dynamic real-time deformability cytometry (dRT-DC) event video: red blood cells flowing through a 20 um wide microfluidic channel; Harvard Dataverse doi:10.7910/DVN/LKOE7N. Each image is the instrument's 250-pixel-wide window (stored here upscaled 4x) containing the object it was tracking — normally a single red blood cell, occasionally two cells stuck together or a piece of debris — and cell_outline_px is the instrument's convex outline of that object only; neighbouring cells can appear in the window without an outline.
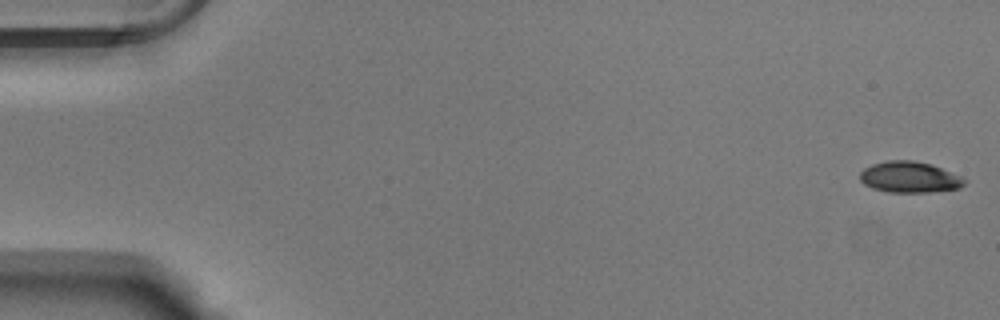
{"species": "Egyptian fruit bat (a non-hibernating species)", "species_latin": "Rousettus aegyptiacus", "temperature_condition": "warm", "stored_images_in_passage": 54, "camera_frame_rate_fps": 3000, "um_per_image_px": 0.085, "animal": {"sex": "male"}, "frame": {"image": 1, "passage_image": 1, "time_ms": 0.0, "image_size_px": [1000, 320], "cell_outline_px": [[968, 180], [960, 188], [928, 192], [888, 192], [872, 188], [864, 184], [860, 180], [860, 172], [864, 168], [872, 164], [888, 160], [912, 160], [932, 164], [960, 176]], "centroid_in_image_um": [77.3, 15.05], "position_along_channel_um": 7.7, "area_um2": 18.96}}
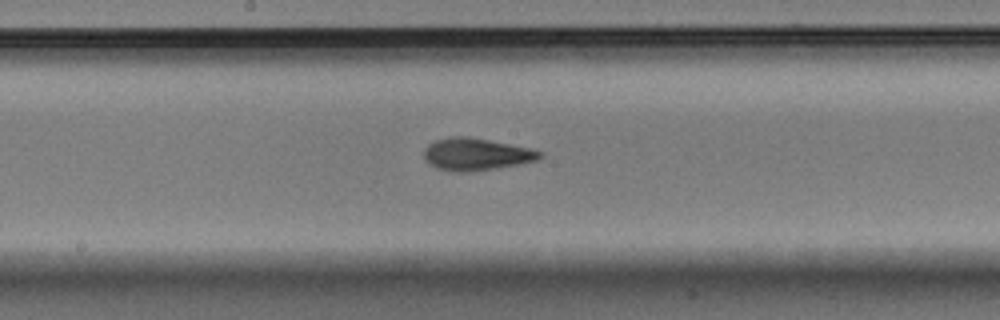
{"frame": {"image": 2, "passage_image": 29, "time_ms": 9.333, "image_size_px": [1000, 320], "cell_outline_px": [[544, 156], [536, 160], [496, 168], [472, 172], [456, 172], [436, 168], [428, 164], [424, 160], [424, 148], [428, 144], [436, 140], [452, 136], [468, 136], [532, 148], [544, 152]], "centroid_in_image_um": [40.46, 13.11], "position_along_channel_um": 207.7, "area_um2": 21.96}}
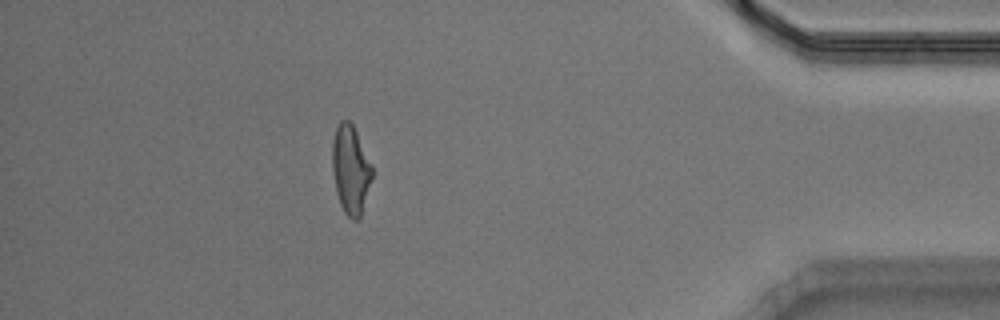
{"frame": {"image": 3, "passage_image": 48, "time_ms": 15.667, "image_size_px": [1000, 320], "cell_outline_px": [[372, 176], [360, 216], [356, 220], [352, 220], [344, 212], [340, 204], [336, 192], [332, 168], [332, 140], [336, 128], [340, 120], [348, 120], [352, 124], [372, 164]], "centroid_in_image_um": [29.78, 14.39], "position_along_channel_um": 405.4, "area_um2": 20.35}}